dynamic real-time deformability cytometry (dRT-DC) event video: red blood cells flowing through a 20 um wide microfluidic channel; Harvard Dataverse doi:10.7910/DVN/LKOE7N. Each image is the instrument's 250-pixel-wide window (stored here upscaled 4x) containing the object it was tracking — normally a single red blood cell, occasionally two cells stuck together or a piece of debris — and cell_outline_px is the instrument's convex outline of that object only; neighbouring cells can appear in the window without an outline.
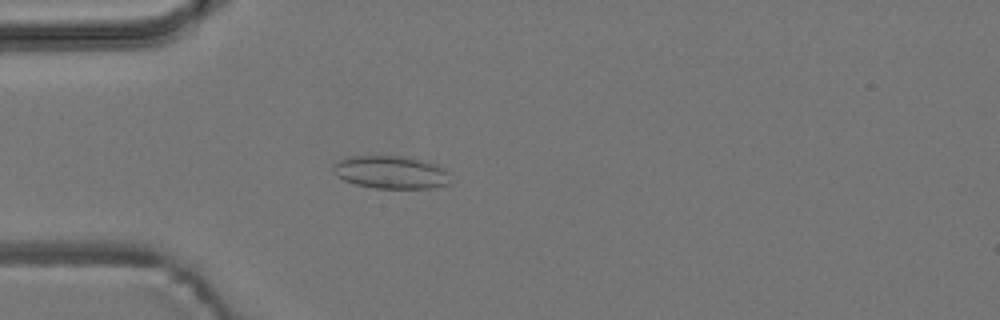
{"species": "common noctule bat (a hibernating species)", "species_latin": "Nyctalus noctula", "temperature_condition": "room temperature", "stored_images_in_passage": 3, "camera_frame_rate_fps": 3000, "um_per_image_px": 0.085, "animal": {"sex": "male", "body_mass_g": 19.2, "forearm_length_mm": 51.8}, "frame": {"image": 1, "passage_image": 3, "time_ms": 4.333, "image_size_px": [1000, 320], "cell_outline_px": [[448, 184], [428, 188], [376, 188], [356, 184], [344, 180], [336, 176], [332, 168], [344, 156], [400, 156], [420, 160], [436, 164], [444, 168], [448, 172]], "centroid_in_image_um": [33.2, 14.64], "position_along_channel_um": 51.8, "area_um2": 22.2}}